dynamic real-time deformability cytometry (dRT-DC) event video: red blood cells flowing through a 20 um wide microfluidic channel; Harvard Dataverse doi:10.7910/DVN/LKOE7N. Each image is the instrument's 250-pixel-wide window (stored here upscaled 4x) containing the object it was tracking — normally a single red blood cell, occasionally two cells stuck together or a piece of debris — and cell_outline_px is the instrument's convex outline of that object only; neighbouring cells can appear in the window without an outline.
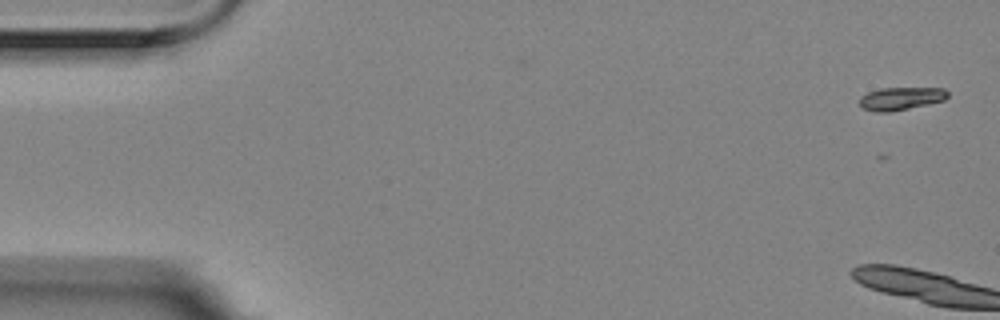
{"species": "Egyptian fruit bat (a non-hibernating species)", "species_latin": "Rousettus aegyptiacus", "temperature_condition": "room temperature", "stored_images_in_passage": 10, "camera_frame_rate_fps": 3000, "um_per_image_px": 0.085, "animal": {"sex": "female"}, "frame": {"image": 1, "passage_image": 1, "time_ms": 0.0, "image_size_px": [1000, 320], "cell_outline_px": [[948, 96], [944, 100], [928, 104], [888, 112], [876, 112], [864, 108], [860, 104], [860, 96], [868, 92], [880, 88], [944, 88], [948, 92]], "centroid_in_image_um": [76.57, 8.36], "position_along_channel_um": 8.4, "area_um2": 11.62}}
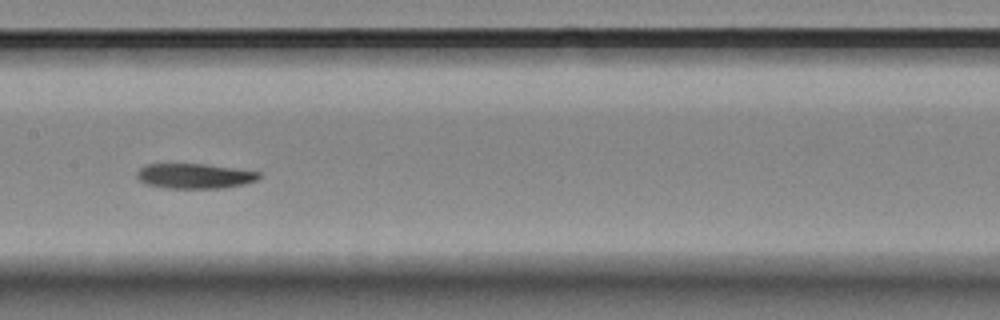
{"frame": {"image": 2, "passage_image": 9, "time_ms": 2.667, "image_size_px": [1000, 320], "cell_outline_px": [[260, 176], [256, 180], [224, 188], [164, 188], [144, 184], [136, 176], [136, 172], [144, 164], [204, 164], [260, 172]], "centroid_in_image_um": [16.46, 14.96], "position_along_channel_um": 190.9, "area_um2": 17.69}}
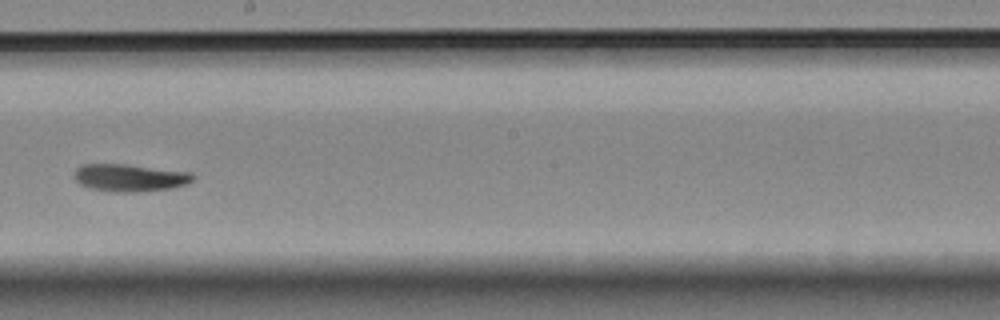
{"frame": {"image": 3, "passage_image": 10, "time_ms": 3.0, "image_size_px": [1000, 320], "cell_outline_px": [[196, 176], [188, 184], [172, 188], [140, 192], [112, 192], [92, 188], [80, 184], [76, 180], [76, 168], [84, 164], [124, 164], [192, 172]], "centroid_in_image_um": [11.09, 15.11], "position_along_channel_um": 237.1, "area_um2": 18.96}}